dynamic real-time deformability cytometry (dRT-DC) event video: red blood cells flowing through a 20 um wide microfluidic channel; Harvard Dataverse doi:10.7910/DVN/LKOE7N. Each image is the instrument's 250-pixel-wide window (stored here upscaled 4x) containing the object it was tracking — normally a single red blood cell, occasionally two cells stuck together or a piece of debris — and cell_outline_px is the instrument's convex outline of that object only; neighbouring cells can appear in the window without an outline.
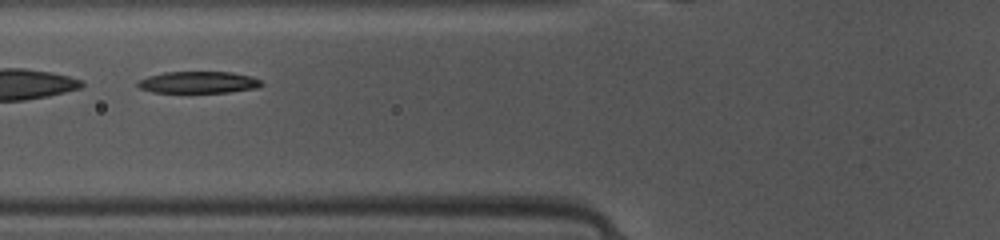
{"species": "common noctule bat (a hibernating species)", "species_latin": "Nyctalus noctula", "temperature_condition": "warm", "stored_images_in_passage": 38, "camera_frame_rate_fps": 3000, "um_per_image_px": 0.085, "animal": {"sex": "female", "body_mass_g": 10.0, "forearm_length_mm": 53.1}, "frame": {"image": 1, "passage_image": 10, "time_ms": 3.0, "image_size_px": [1000, 240], "cell_outline_px": [[264, 84], [260, 88], [228, 92], [152, 92], [140, 88], [136, 84], [140, 80], [148, 76], [164, 72], [232, 72], [252, 76], [260, 80]], "centroid_in_image_um": [16.92, 6.99], "position_along_channel_um": 108.9, "area_um2": 15.72}}
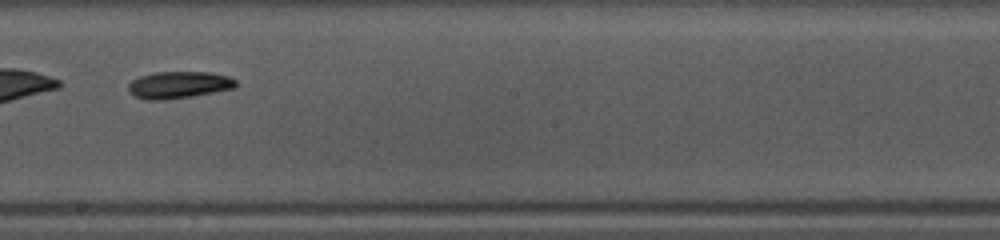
{"frame": {"image": 2, "passage_image": 19, "time_ms": 6.0, "image_size_px": [1000, 240], "cell_outline_px": [[236, 88], [164, 100], [148, 100], [136, 96], [128, 92], [128, 84], [132, 80], [140, 76], [152, 72], [212, 72], [228, 76], [236, 80]], "centroid_in_image_um": [15.18, 7.2], "position_along_channel_um": 233.0, "area_um2": 16.82}}
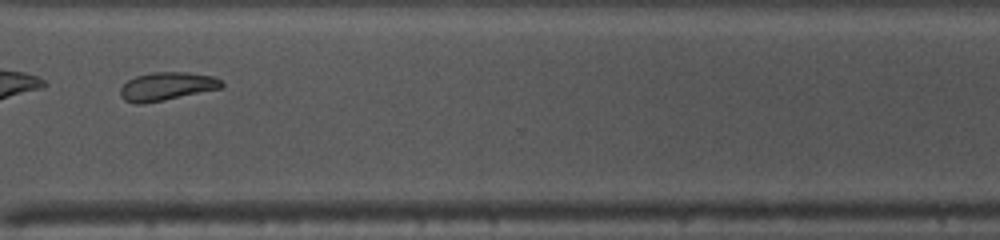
{"frame": {"image": 3, "passage_image": 28, "time_ms": 9.0, "image_size_px": [1000, 240], "cell_outline_px": [[224, 84], [220, 88], [164, 100], [140, 104], [136, 104], [124, 100], [120, 96], [120, 88], [128, 80], [136, 76], [152, 72], [188, 72], [212, 76], [220, 80]], "centroid_in_image_um": [14.14, 7.33], "position_along_channel_um": 356.5, "area_um2": 16.53}, "authors_computed_cell_mechanics": {"area_um2": 16.7331, "velocity_mm_per_s": 4.1231, "shape_relaxation_time_tau1_ms": 4.5909, "shape_relaxation_time_tau2_ms": 10.6685, "deformation_change_tau1": 0.1641, "deformation_change_tau2": 0.1639}}